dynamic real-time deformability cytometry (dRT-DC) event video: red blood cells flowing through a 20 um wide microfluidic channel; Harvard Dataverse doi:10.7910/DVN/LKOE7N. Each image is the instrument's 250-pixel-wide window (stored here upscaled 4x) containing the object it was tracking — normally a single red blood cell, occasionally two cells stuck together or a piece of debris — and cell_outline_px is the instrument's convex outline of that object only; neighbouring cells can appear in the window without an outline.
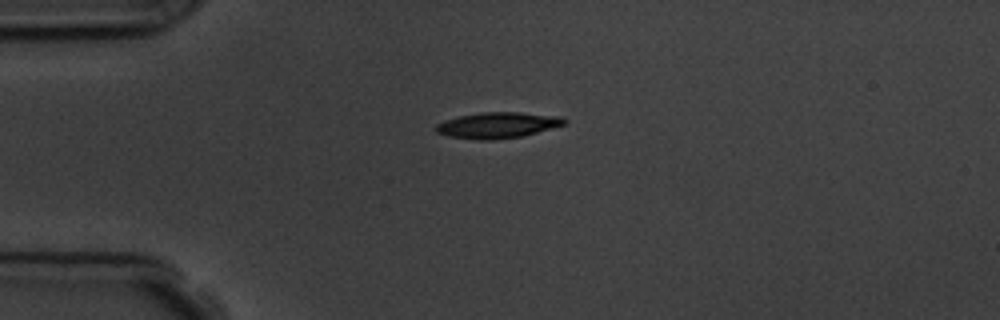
{"species": "common noctule bat (a hibernating species)", "species_latin": "Nyctalus noctula", "temperature_condition": "room temperature", "stored_images_in_passage": 3, "camera_frame_rate_fps": 3000, "um_per_image_px": 0.085, "animal": {"sex": "male", "body_mass_g": 19.5, "forearm_length_mm": 54.6}, "frame": {"image": 1, "passage_image": 3, "time_ms": 3.0, "image_size_px": [1000, 320], "cell_outline_px": [[568, 120], [564, 124], [552, 128], [524, 136], [488, 140], [480, 140], [448, 136], [436, 132], [436, 124], [444, 120], [460, 116], [480, 112], [520, 112], [560, 116]], "centroid_in_image_um": [42.3, 10.63], "position_along_channel_um": 42.7, "area_um2": 19.36}}